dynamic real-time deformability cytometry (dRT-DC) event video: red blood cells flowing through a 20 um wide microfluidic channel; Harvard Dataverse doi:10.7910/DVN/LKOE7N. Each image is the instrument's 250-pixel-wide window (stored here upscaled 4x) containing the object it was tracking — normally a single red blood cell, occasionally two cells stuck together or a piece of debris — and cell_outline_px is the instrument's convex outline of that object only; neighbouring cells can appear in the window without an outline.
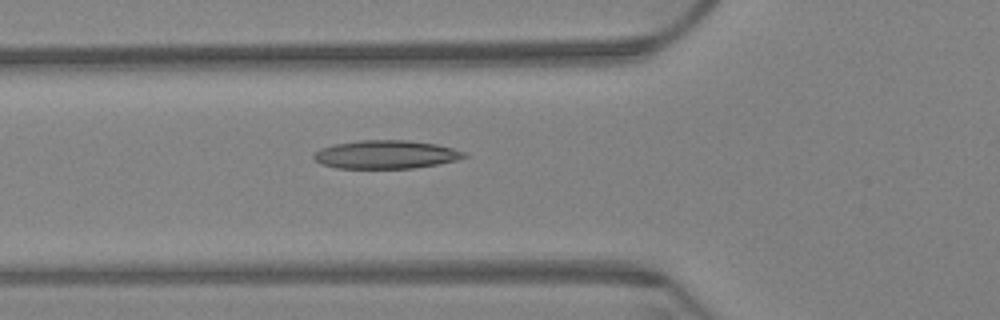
{"species": "Egyptian fruit bat (a non-hibernating species)", "species_latin": "Rousettus aegyptiacus", "temperature_condition": "warm", "stored_images_in_passage": 3, "camera_frame_rate_fps": 3000, "um_per_image_px": 0.085, "animal": {"sex": "female"}, "frame": {"image": 1, "passage_image": 2, "time_ms": 0.333, "image_size_px": [1000, 320], "cell_outline_px": [[468, 156], [456, 160], [436, 164], [412, 168], [336, 168], [320, 164], [312, 156], [320, 148], [336, 144], [360, 140], [408, 140], [436, 144], [452, 148], [464, 152]], "centroid_in_image_um": [32.78, 13.13], "position_along_channel_um": 93.0, "area_um2": 24.68}}